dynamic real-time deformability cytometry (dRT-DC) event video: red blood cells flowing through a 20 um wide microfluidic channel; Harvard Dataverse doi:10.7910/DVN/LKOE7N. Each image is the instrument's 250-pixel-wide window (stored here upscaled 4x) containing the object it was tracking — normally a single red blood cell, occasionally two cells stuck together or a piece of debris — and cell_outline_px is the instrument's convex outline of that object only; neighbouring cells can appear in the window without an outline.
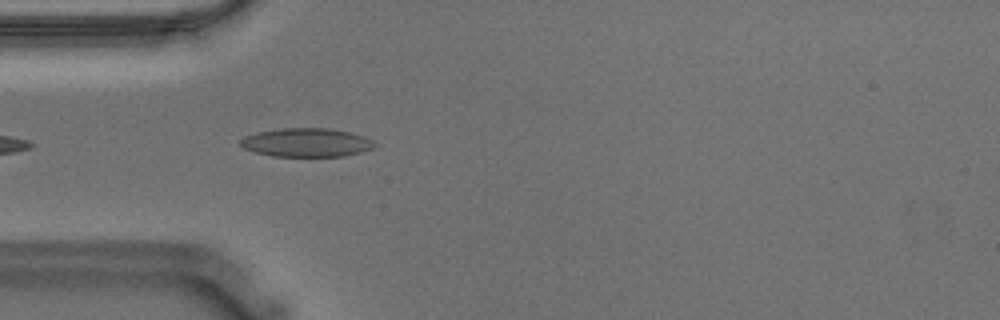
{"species": "Egyptian fruit bat (a non-hibernating species)", "species_latin": "Rousettus aegyptiacus", "temperature_condition": "warm", "stored_images_in_passage": 5, "camera_frame_rate_fps": 3000, "um_per_image_px": 0.085, "animal": {"sex": "male"}, "frame": {"image": 1, "passage_image": 1, "time_ms": 0.0, "image_size_px": [1000, 320], "cell_outline_px": [[376, 148], [344, 156], [272, 156], [256, 152], [244, 148], [240, 144], [240, 140], [244, 136], [260, 132], [280, 128], [328, 128], [348, 132], [364, 136], [372, 140], [376, 144]], "centroid_in_image_um": [26.08, 12.11], "position_along_channel_um": 58.9, "area_um2": 22.31}}